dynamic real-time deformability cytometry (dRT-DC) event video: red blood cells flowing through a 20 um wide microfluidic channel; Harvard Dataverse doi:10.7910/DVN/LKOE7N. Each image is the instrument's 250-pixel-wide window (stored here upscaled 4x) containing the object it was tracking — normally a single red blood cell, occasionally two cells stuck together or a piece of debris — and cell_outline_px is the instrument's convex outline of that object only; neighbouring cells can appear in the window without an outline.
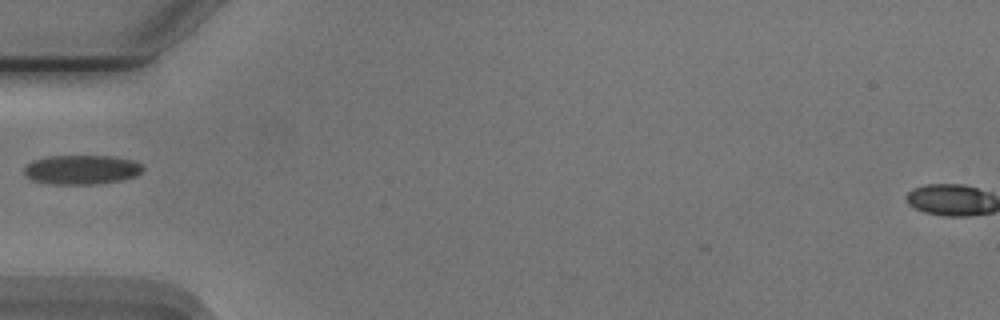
{"species": "Egyptian fruit bat (a non-hibernating species)", "species_latin": "Rousettus aegyptiacus", "temperature_condition": "cold", "stored_images_in_passage": 24, "camera_frame_rate_fps": 3000, "um_per_image_px": 0.085, "animal": {"sex": "male"}, "frame": {"image": 1, "passage_image": 2, "time_ms": 0.333, "image_size_px": [1000, 320], "cell_outline_px": [[144, 168], [136, 176], [120, 180], [96, 184], [56, 184], [32, 180], [24, 172], [24, 168], [32, 160], [48, 156], [112, 156], [132, 160], [140, 164]], "centroid_in_image_um": [6.94, 14.41], "position_along_channel_um": 78.1, "area_um2": 20.11}}
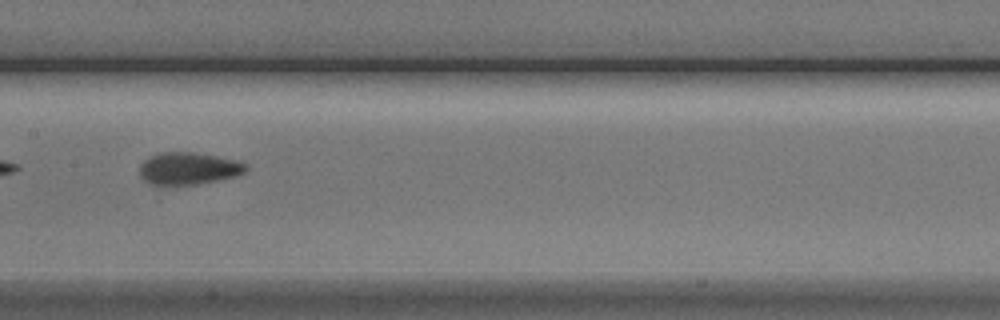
{"frame": {"image": 2, "passage_image": 11, "time_ms": 3.333, "image_size_px": [1000, 320], "cell_outline_px": [[248, 168], [244, 172], [236, 176], [196, 184], [168, 188], [148, 184], [140, 176], [140, 164], [144, 160], [160, 152], [192, 152], [216, 156], [248, 164]], "centroid_in_image_um": [15.95, 14.36], "position_along_channel_um": 191.5, "area_um2": 20.35}}
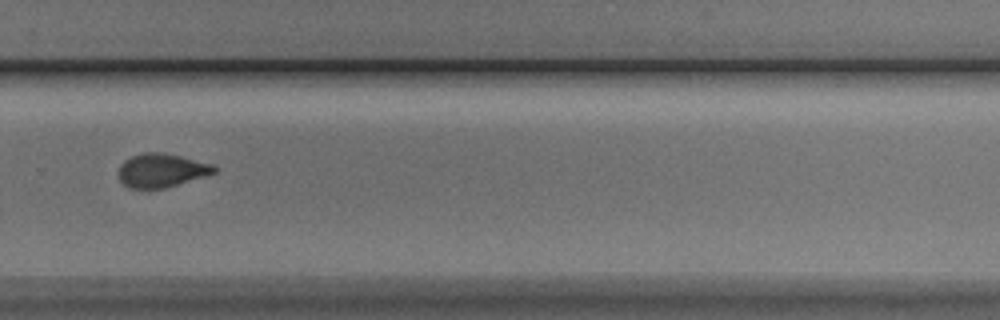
{"frame": {"image": 3, "passage_image": 21, "time_ms": 6.667, "image_size_px": [1000, 320], "cell_outline_px": [[216, 172], [204, 176], [164, 188], [128, 188], [120, 180], [120, 164], [124, 160], [132, 156], [144, 152], [160, 152], [180, 156], [212, 164], [216, 168]], "centroid_in_image_um": [13.71, 14.47], "position_along_channel_um": 316.1, "area_um2": 18.44}}